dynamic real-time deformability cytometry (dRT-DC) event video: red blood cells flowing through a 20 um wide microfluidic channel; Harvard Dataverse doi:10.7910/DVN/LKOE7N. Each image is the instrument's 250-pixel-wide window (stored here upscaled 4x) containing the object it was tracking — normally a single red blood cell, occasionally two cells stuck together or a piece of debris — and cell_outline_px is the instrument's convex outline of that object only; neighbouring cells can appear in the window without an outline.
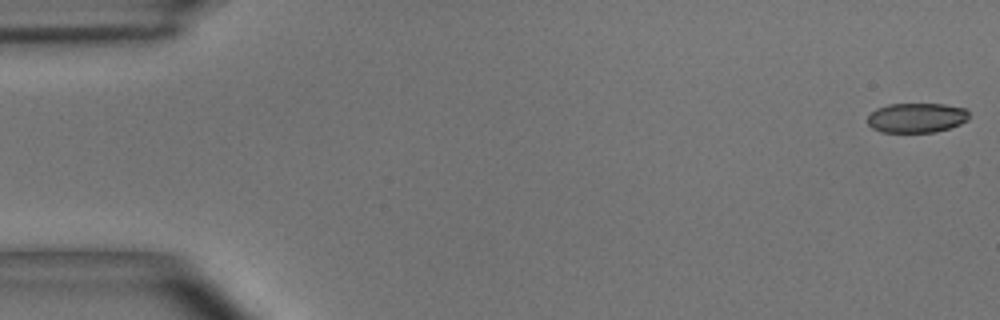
{"species": "common noctule bat (a hibernating species)", "species_latin": "Nyctalus noctula", "temperature_condition": "room temperature", "stored_images_in_passage": 55, "camera_frame_rate_fps": 3000, "um_per_image_px": 0.085, "animal": {"sex": "male", "body_mass_g": 15.6}, "frame": {"image": 1, "passage_image": 1, "time_ms": 0.0, "image_size_px": [1000, 320], "cell_outline_px": [[968, 120], [960, 124], [936, 132], [880, 132], [872, 128], [868, 124], [868, 116], [876, 108], [888, 104], [944, 104], [964, 108], [968, 112]], "centroid_in_image_um": [77.89, 10.01], "position_along_channel_um": 7.1, "area_um2": 17.57}}
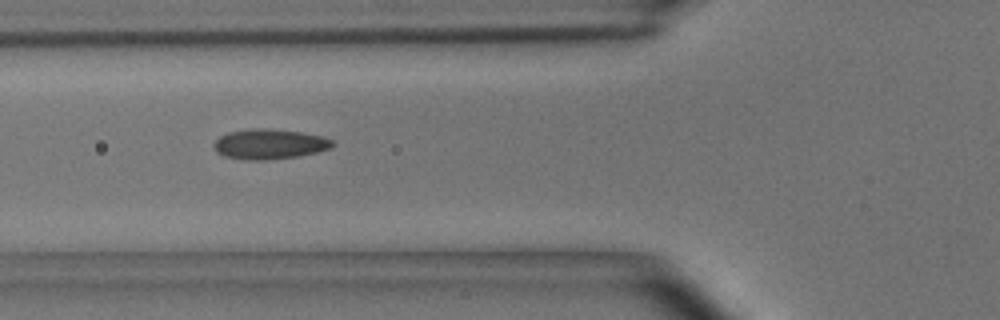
{"frame": {"image": 2, "passage_image": 20, "time_ms": 6.333, "image_size_px": [1000, 320], "cell_outline_px": [[336, 144], [332, 148], [316, 152], [296, 156], [264, 160], [244, 160], [224, 156], [216, 152], [212, 144], [220, 136], [228, 132], [252, 128], [272, 128], [304, 132], [324, 136], [332, 140]], "centroid_in_image_um": [22.91, 12.23], "position_along_channel_um": 102.9, "area_um2": 21.1}}
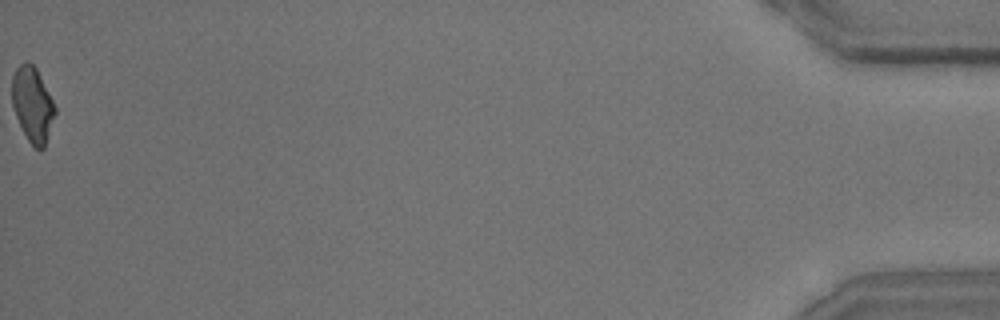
{"frame": {"image": 3, "passage_image": 55, "time_ms": 18.0, "image_size_px": [1000, 320], "cell_outline_px": [[56, 112], [44, 148], [36, 148], [28, 140], [16, 116], [12, 104], [12, 76], [16, 68], [20, 64], [28, 60], [36, 68], [56, 108]], "centroid_in_image_um": [2.76, 8.85], "position_along_channel_um": 432.4, "area_um2": 18.44}, "authors_computed_cell_mechanics": {"area_um2": 19.4786, "velocity_mm_per_s": 3.6593, "shape_relaxation_time_tau1_ms": 6.4616, "shape_relaxation_time_tau2_ms": 1.6456, "deformation_change_tau1": 0.1547, "deformation_change_tau2": 0.0665}}